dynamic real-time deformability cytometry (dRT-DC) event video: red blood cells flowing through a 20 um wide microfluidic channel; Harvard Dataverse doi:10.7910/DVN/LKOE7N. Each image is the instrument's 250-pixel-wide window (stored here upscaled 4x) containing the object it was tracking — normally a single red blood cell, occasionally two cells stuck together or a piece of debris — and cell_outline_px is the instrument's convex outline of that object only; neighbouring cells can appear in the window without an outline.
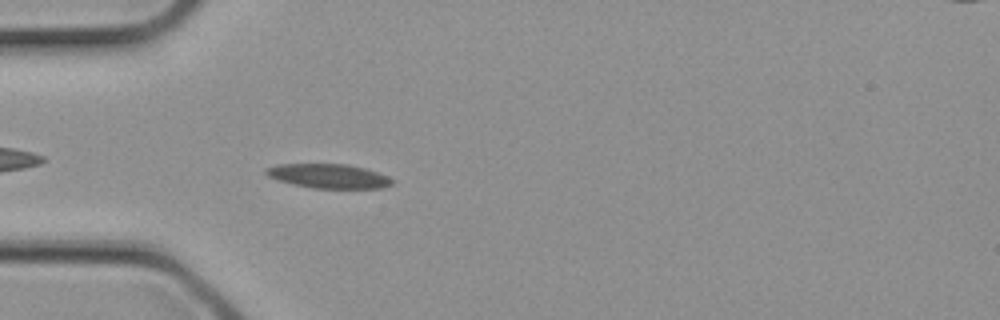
{"species": "common noctule bat (a hibernating species)", "species_latin": "Nyctalus noctula", "temperature_condition": "cold", "stored_images_in_passage": 12, "camera_frame_rate_fps": 3000, "um_per_image_px": 0.085, "animal": {"sex": "female", "body_mass_g": 21.9}, "frame": {"image": 1, "passage_image": 6, "time_ms": 1.667, "image_size_px": [1000, 320], "cell_outline_px": [[392, 184], [380, 188], [312, 188], [292, 184], [268, 176], [264, 172], [264, 168], [280, 164], [348, 164], [364, 168], [388, 176], [392, 180]], "centroid_in_image_um": [27.9, 14.96], "position_along_channel_um": 57.1, "area_um2": 17.69}}
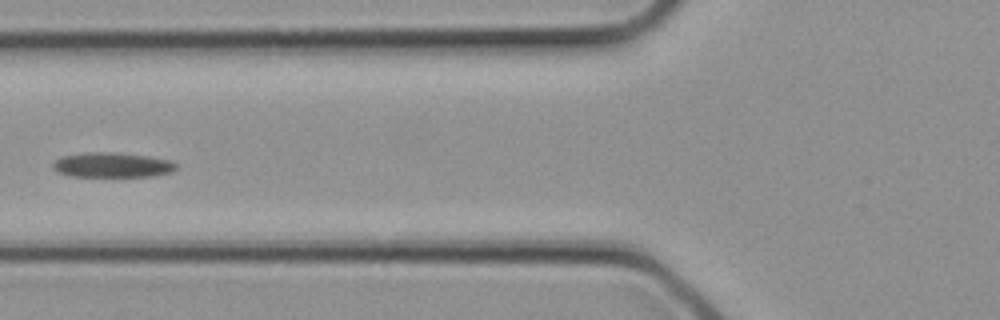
{"frame": {"image": 2, "passage_image": 9, "time_ms": 2.667, "image_size_px": [1000, 320], "cell_outline_px": [[176, 168], [172, 172], [152, 176], [72, 176], [60, 172], [52, 168], [52, 164], [60, 156], [84, 152], [116, 152], [148, 156], [172, 160], [176, 164]], "centroid_in_image_um": [9.54, 14.01], "position_along_channel_um": 116.3, "area_um2": 17.92}}
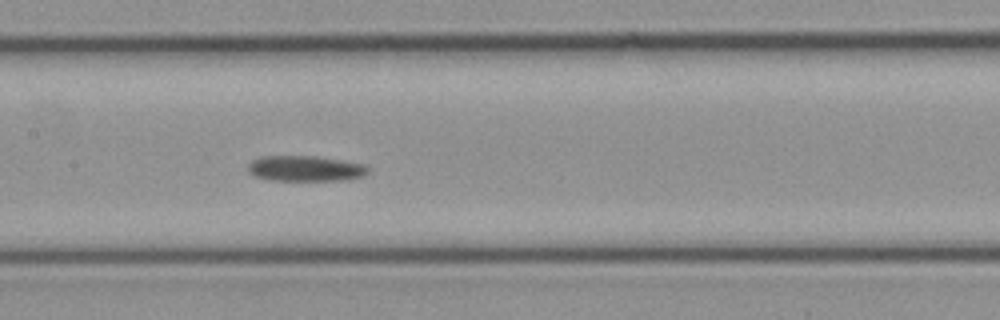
{"frame": {"image": 3, "passage_image": 12, "time_ms": 3.667, "image_size_px": [1000, 320], "cell_outline_px": [[368, 172], [364, 176], [348, 180], [272, 180], [256, 176], [248, 172], [248, 164], [252, 160], [260, 156], [316, 156], [368, 164]], "centroid_in_image_um": [25.99, 14.31], "position_along_channel_um": 181.4, "area_um2": 18.03}}